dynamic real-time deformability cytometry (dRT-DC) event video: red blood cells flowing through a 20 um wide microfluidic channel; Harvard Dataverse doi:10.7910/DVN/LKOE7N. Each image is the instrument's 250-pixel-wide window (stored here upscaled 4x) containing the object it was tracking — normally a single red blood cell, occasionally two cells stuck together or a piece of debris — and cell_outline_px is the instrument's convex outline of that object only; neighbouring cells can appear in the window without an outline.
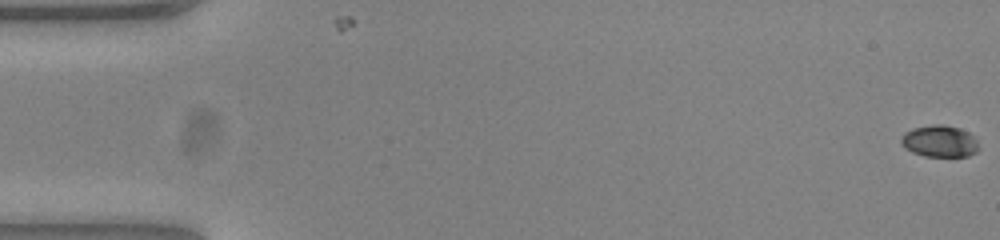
{"species": "common noctule bat (a hibernating species)", "species_latin": "Nyctalus noctula", "temperature_condition": "warm", "stored_images_in_passage": 8, "camera_frame_rate_fps": 3000, "um_per_image_px": 0.085, "animal": {"sex": "female", "body_mass_g": 23.0, "forearm_length_mm": 53.4}, "frame": {"image": 1, "passage_image": 1, "time_ms": 0.0, "image_size_px": [1000, 240], "cell_outline_px": [[980, 148], [976, 152], [968, 156], [924, 156], [912, 152], [904, 148], [900, 144], [900, 136], [904, 132], [912, 128], [932, 124], [944, 124], [960, 128], [968, 132], [976, 140]], "centroid_in_image_um": [79.83, 11.99], "position_along_channel_um": 5.2, "area_um2": 14.62}}